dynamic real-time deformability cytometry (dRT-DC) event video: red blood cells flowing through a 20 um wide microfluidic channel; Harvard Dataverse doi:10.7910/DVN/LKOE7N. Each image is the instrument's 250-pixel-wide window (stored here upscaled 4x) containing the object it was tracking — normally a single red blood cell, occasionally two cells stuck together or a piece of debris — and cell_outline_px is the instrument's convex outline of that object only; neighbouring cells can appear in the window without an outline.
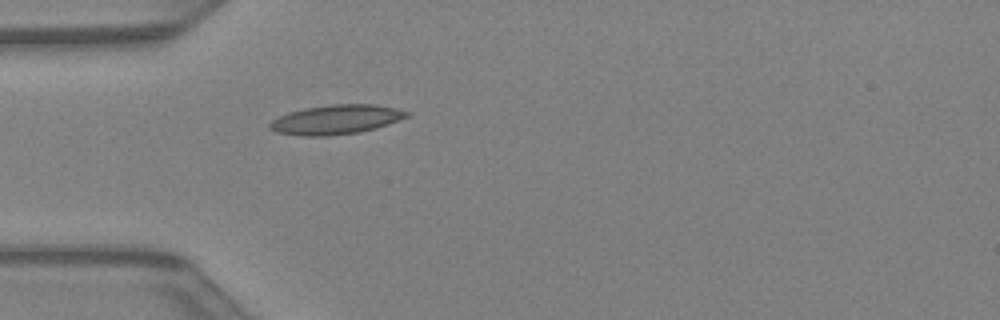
{"species": "Egyptian fruit bat (a non-hibernating species)", "species_latin": "Rousettus aegyptiacus", "temperature_condition": "warm", "stored_images_in_passage": 30, "camera_frame_rate_fps": 3000, "um_per_image_px": 0.085, "animal": {"sex": "female"}, "frame": {"image": 1, "passage_image": 1, "time_ms": 0.0, "image_size_px": [1000, 320], "cell_outline_px": [[412, 112], [408, 116], [388, 124], [376, 128], [356, 132], [328, 136], [304, 136], [276, 132], [268, 128], [268, 124], [272, 120], [288, 112], [304, 108], [332, 104], [376, 104], [396, 108]], "centroid_in_image_um": [28.56, 10.15], "position_along_channel_um": 56.4, "area_um2": 23.47}}
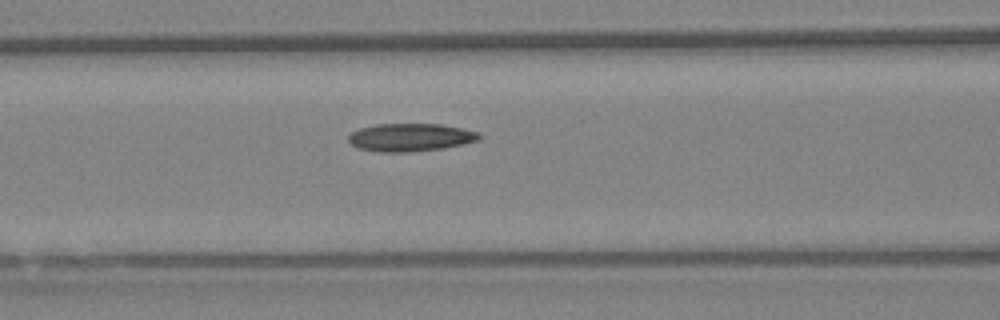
{"frame": {"image": 2, "passage_image": 6, "time_ms": 1.667, "image_size_px": [1000, 320], "cell_outline_px": [[480, 140], [464, 144], [444, 148], [412, 152], [380, 152], [360, 148], [352, 144], [348, 140], [348, 136], [352, 132], [360, 128], [376, 124], [440, 124], [464, 128], [480, 132]], "centroid_in_image_um": [34.93, 11.67], "position_along_channel_um": 131.7, "area_um2": 21.39}}
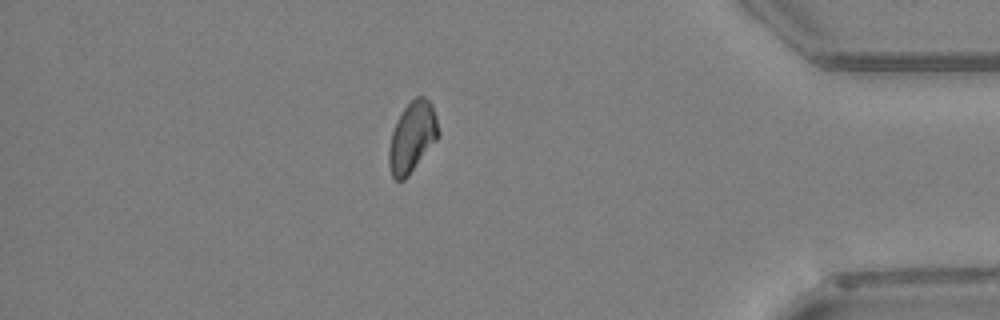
{"frame": {"image": 3, "passage_image": 25, "time_ms": 8.0, "image_size_px": [1000, 320], "cell_outline_px": [[440, 132], [436, 140], [408, 176], [404, 180], [396, 180], [392, 176], [388, 164], [388, 152], [392, 132], [396, 120], [404, 108], [416, 96], [424, 96], [432, 104], [436, 116]], "centroid_in_image_um": [35.03, 11.64], "position_along_channel_um": 400.2, "area_um2": 20.23}}